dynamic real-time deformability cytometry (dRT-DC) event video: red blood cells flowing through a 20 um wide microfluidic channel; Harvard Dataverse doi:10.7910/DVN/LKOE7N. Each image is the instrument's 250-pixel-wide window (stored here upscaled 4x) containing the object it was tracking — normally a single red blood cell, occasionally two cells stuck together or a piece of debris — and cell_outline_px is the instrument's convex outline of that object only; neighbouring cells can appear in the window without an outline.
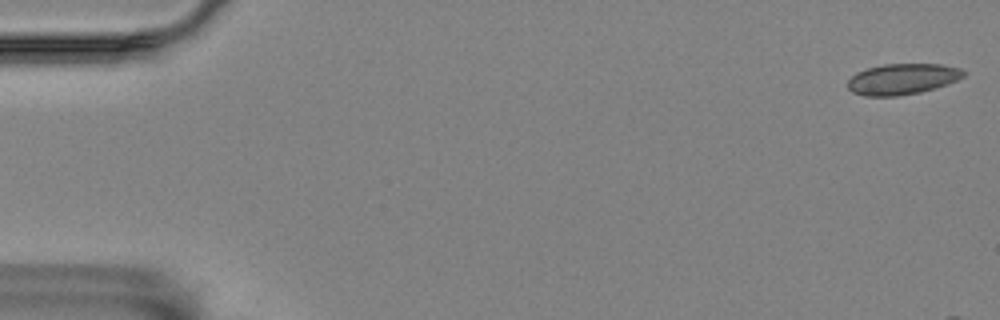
{"species": "Egyptian fruit bat (a non-hibernating species)", "species_latin": "Rousettus aegyptiacus", "temperature_condition": "room temperature", "stored_images_in_passage": 4, "camera_frame_rate_fps": 3000, "um_per_image_px": 0.085, "animal": {"sex": "female"}, "frame": {"image": 1, "passage_image": 4, "time_ms": 1.0, "image_size_px": [1000, 320], "cell_outline_px": [[968, 72], [964, 76], [948, 84], [936, 88], [920, 92], [896, 96], [864, 96], [852, 92], [848, 88], [848, 80], [856, 72], [868, 68], [884, 64], [940, 64], [960, 68]], "centroid_in_image_um": [76.71, 6.72], "position_along_channel_um": 8.3, "area_um2": 20.92}}